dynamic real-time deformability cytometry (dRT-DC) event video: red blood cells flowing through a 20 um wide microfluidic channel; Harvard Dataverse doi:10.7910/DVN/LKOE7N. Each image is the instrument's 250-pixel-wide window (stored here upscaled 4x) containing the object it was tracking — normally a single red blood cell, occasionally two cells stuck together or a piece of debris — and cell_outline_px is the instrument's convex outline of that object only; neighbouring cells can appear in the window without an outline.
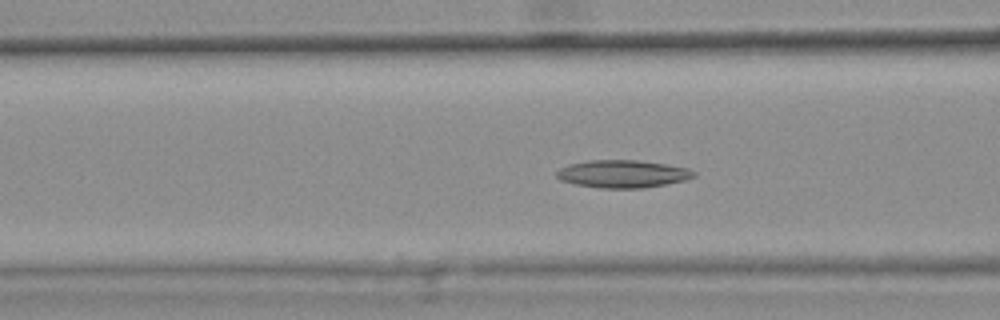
{"species": "common noctule bat (a hibernating species)", "species_latin": "Nyctalus noctula", "temperature_condition": "warm", "stored_images_in_passage": 45, "camera_frame_rate_fps": 3000, "um_per_image_px": 0.085, "animal": {"sex": "female", "body_mass_g": 25.1}, "frame": {"image": 1, "passage_image": 20, "time_ms": 6.333, "image_size_px": [1000, 320], "cell_outline_px": [[696, 176], [684, 180], [644, 188], [600, 188], [576, 184], [560, 180], [556, 176], [556, 172], [560, 168], [568, 164], [588, 160], [636, 160], [664, 164], [688, 168], [696, 172]], "centroid_in_image_um": [52.9, 14.78], "position_along_channel_um": 113.7, "area_um2": 22.02}}
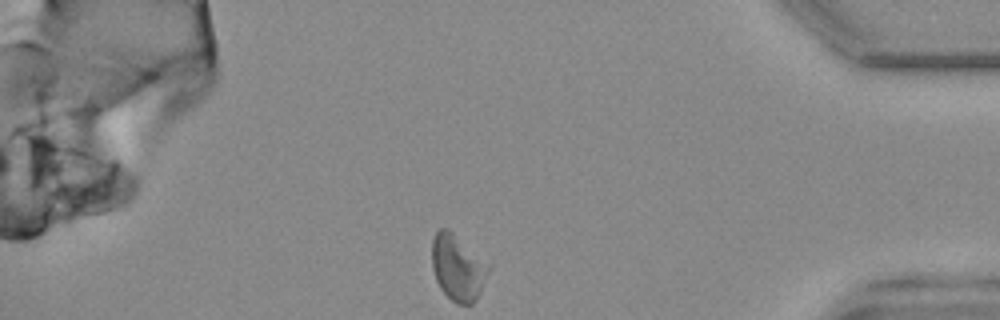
{"frame": {"image": 2, "passage_image": 45, "time_ms": 14.667, "image_size_px": [1000, 320], "cell_outline_px": [[492, 264], [480, 292], [476, 300], [472, 304], [456, 304], [440, 288], [436, 280], [432, 268], [432, 240], [436, 232], [440, 228], [448, 228]], "centroid_in_image_um": [38.93, 22.72], "position_along_channel_um": 396.3, "area_um2": 22.02}}